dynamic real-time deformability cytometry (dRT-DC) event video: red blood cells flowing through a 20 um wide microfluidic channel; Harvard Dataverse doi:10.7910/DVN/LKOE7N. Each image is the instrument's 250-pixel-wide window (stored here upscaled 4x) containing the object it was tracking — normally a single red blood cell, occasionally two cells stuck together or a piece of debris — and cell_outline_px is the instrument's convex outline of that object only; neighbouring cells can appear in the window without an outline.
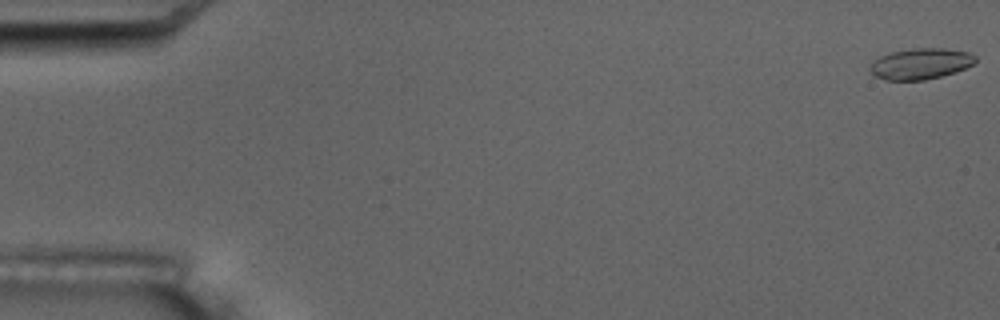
{"species": "common noctule bat (a hibernating species)", "species_latin": "Nyctalus noctula", "temperature_condition": "room temperature", "stored_images_in_passage": 5, "camera_frame_rate_fps": 3000, "um_per_image_px": 0.085, "animal": {"sex": "male", "body_mass_g": 17.5, "forearm_length_mm": 52.3}, "frame": {"image": 1, "passage_image": 1, "time_ms": 0.0, "image_size_px": [1000, 320], "cell_outline_px": [[976, 60], [972, 64], [956, 72], [924, 80], [884, 80], [876, 76], [868, 68], [880, 56], [892, 52], [912, 48], [944, 48], [968, 52], [976, 56]], "centroid_in_image_um": [78.26, 5.41], "position_along_channel_um": 6.7, "area_um2": 18.84}}
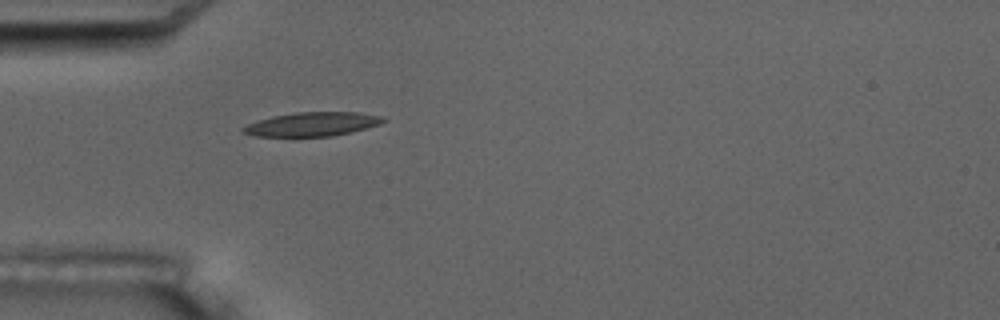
{"frame": {"image": 2, "passage_image": 5, "time_ms": 5.667, "image_size_px": [1000, 320], "cell_outline_px": [[388, 120], [380, 124], [352, 132], [332, 136], [256, 136], [244, 132], [240, 128], [256, 120], [272, 116], [296, 112], [360, 112], [384, 116]], "centroid_in_image_um": [26.59, 10.54], "position_along_channel_um": 58.4, "area_um2": 19.65}}